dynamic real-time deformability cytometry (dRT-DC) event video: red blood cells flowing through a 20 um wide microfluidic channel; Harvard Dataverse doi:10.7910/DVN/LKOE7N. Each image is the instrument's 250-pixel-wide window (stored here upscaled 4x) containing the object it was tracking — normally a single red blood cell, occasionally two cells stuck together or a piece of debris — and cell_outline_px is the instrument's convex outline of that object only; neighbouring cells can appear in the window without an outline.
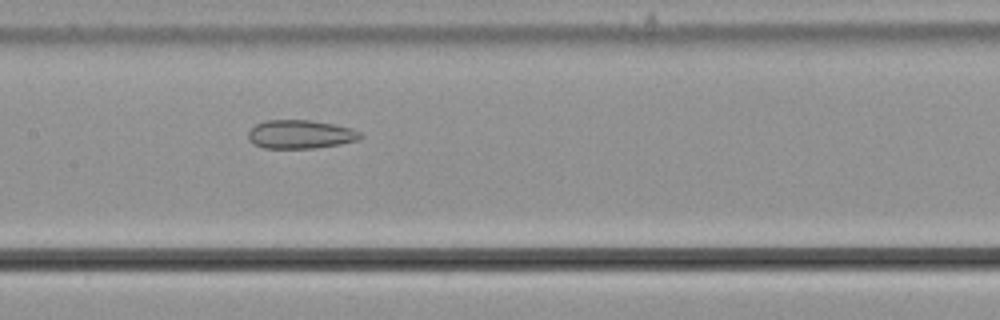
{"species": "common noctule bat (a hibernating species)", "species_latin": "Nyctalus noctula", "temperature_condition": "cold", "stored_images_in_passage": 40, "camera_frame_rate_fps": 3000, "um_per_image_px": 0.085, "animal": {"sex": "male", "body_mass_g": 21.5, "forearm_length_mm": 52.0}, "frame": {"image": 1, "passage_image": 12, "time_ms": 3.667, "image_size_px": [1000, 320], "cell_outline_px": [[364, 136], [360, 140], [340, 144], [316, 148], [264, 148], [252, 144], [248, 140], [248, 132], [256, 124], [264, 120], [312, 120], [352, 128], [360, 132]], "centroid_in_image_um": [25.54, 11.42], "position_along_channel_um": 181.9, "area_um2": 18.9}}
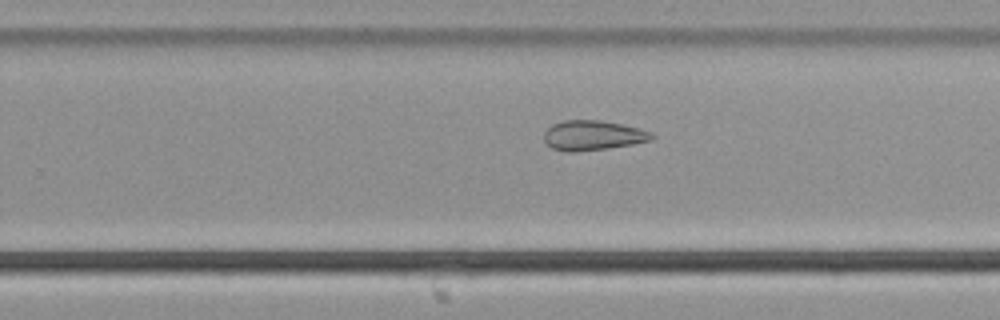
{"frame": {"image": 2, "passage_image": 20, "time_ms": 6.333, "image_size_px": [1000, 320], "cell_outline_px": [[656, 136], [652, 140], [632, 144], [608, 148], [572, 152], [568, 152], [552, 148], [544, 140], [544, 132], [552, 124], [564, 120], [600, 120], [640, 128], [652, 132]], "centroid_in_image_um": [50.41, 11.5], "position_along_channel_um": 279.4, "area_um2": 18.73}}
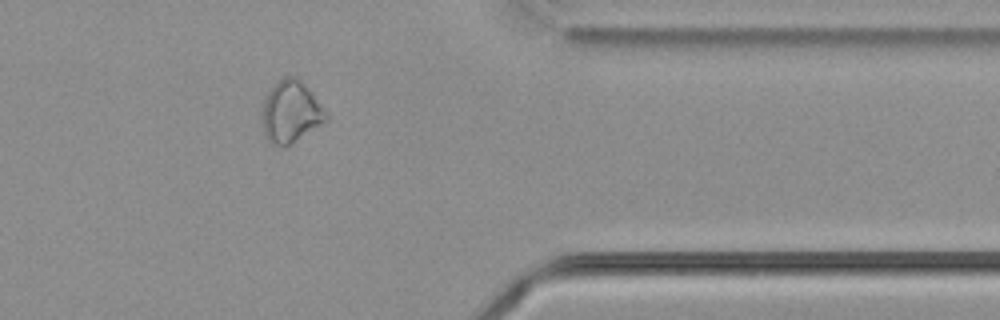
{"frame": {"image": 3, "passage_image": 30, "time_ms": 9.667, "image_size_px": [1000, 320], "cell_outline_px": [[328, 120], [324, 124], [292, 144], [284, 148], [268, 140], [264, 132], [264, 96], [272, 84], [276, 80], [284, 76], [296, 76], [308, 88], [320, 104], [328, 116]], "centroid_in_image_um": [24.74, 9.5], "position_along_channel_um": 386.7, "area_um2": 23.06}, "authors_computed_cell_mechanics": {"area_um2": 20.4323, "velocity_mm_per_s": 3.6719, "shape_relaxation_time_tau1_ms": null, "shape_relaxation_time_tau2_ms": 3.5125, "deformation_change_tau1": null, "deformation_change_tau2": 0.1144}}